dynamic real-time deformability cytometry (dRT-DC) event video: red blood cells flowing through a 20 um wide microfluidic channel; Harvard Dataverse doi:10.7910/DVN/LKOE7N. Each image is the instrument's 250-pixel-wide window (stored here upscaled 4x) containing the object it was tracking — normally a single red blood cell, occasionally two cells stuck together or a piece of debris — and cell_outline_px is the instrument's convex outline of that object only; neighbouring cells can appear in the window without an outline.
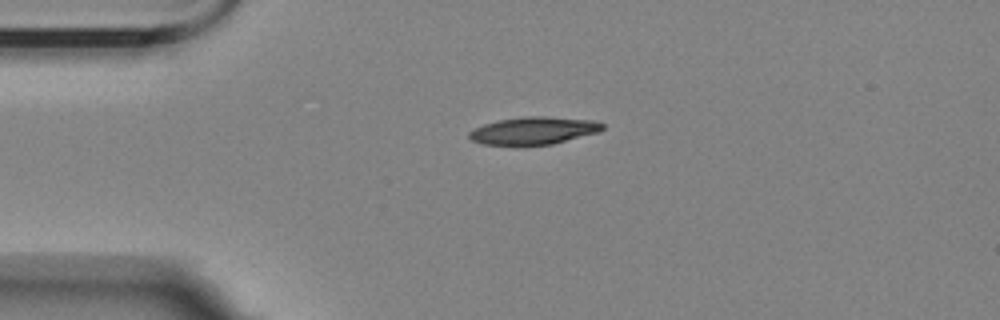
{"species": "Egyptian fruit bat (a non-hibernating species)", "species_latin": "Rousettus aegyptiacus", "temperature_condition": "room temperature", "stored_images_in_passage": 45, "camera_frame_rate_fps": 3000, "um_per_image_px": 0.085, "animal": {"sex": "female"}, "frame": {"image": 1, "passage_image": 1, "time_ms": 0.0, "image_size_px": [1000, 320], "cell_outline_px": [[604, 128], [600, 132], [552, 144], [520, 148], [484, 144], [472, 140], [468, 136], [468, 132], [484, 124], [496, 120], [524, 116], [548, 116], [592, 120], [604, 124]], "centroid_in_image_um": [45.33, 11.14], "position_along_channel_um": 39.7, "area_um2": 22.2}}
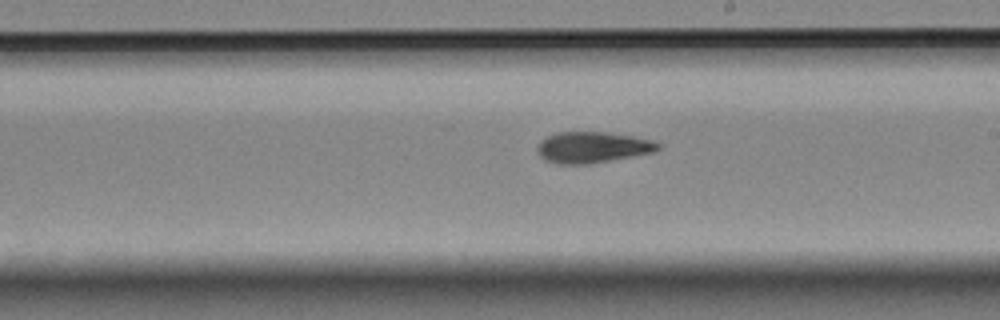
{"frame": {"image": 2, "passage_image": 20, "time_ms": 6.333, "image_size_px": [1000, 320], "cell_outline_px": [[660, 148], [652, 152], [592, 164], [556, 164], [544, 160], [540, 156], [536, 148], [540, 140], [556, 132], [604, 132], [632, 136], [652, 140], [660, 144]], "centroid_in_image_um": [50.31, 12.53], "position_along_channel_um": 238.7, "area_um2": 21.91}}
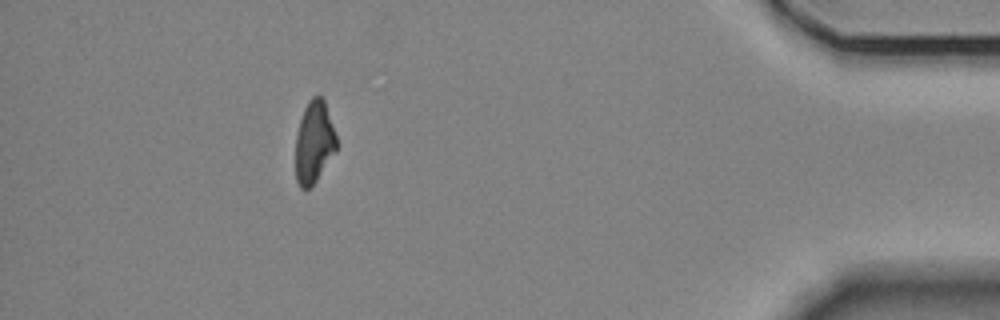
{"frame": {"image": 3, "passage_image": 39, "time_ms": 12.667, "image_size_px": [1000, 320], "cell_outline_px": [[336, 152], [316, 180], [308, 188], [300, 188], [296, 180], [296, 136], [300, 120], [304, 108], [308, 100], [312, 96], [320, 96], [324, 100], [336, 136]], "centroid_in_image_um": [26.69, 12.08], "position_along_channel_um": 408.5, "area_um2": 19.36}, "authors_computed_cell_mechanics": {"area_um2": 21.4438, "velocity_mm_per_s": 3.5235, "shape_relaxation_time_tau1_ms": 8.2699, "shape_relaxation_time_tau2_ms": 3.5784, "deformation_change_tau1": 0.1998, "deformation_change_tau2": 0.1029}}